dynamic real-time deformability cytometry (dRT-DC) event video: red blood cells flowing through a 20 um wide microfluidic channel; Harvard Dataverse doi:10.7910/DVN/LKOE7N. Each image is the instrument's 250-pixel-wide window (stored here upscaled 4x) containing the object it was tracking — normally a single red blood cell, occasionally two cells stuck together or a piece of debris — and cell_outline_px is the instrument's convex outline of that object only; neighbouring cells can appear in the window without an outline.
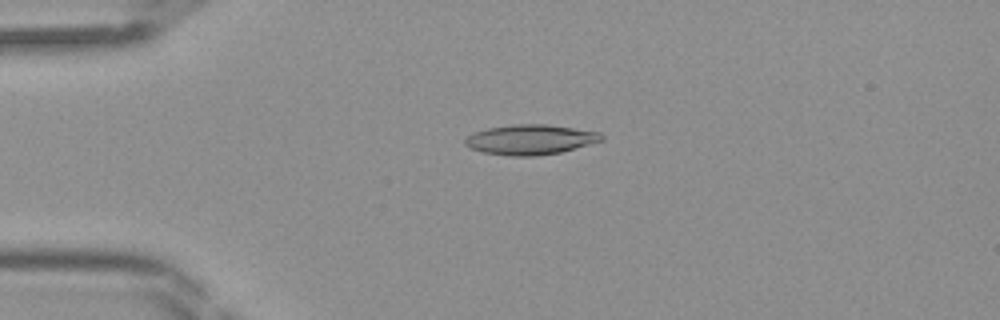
{"species": "Egyptian fruit bat (a non-hibernating species)", "species_latin": "Rousettus aegyptiacus", "temperature_condition": "room temperature", "stored_images_in_passage": 35, "camera_frame_rate_fps": 3000, "um_per_image_px": 0.085, "frame": {"image": 1, "passage_image": 2, "time_ms": 0.333, "image_size_px": [1000, 320], "cell_outline_px": [[604, 140], [560, 152], [536, 156], [508, 156], [484, 152], [472, 148], [464, 144], [464, 140], [472, 132], [488, 128], [512, 124], [548, 124], [600, 132], [604, 136]], "centroid_in_image_um": [45.08, 11.86], "position_along_channel_um": 39.9, "area_um2": 23.87}}
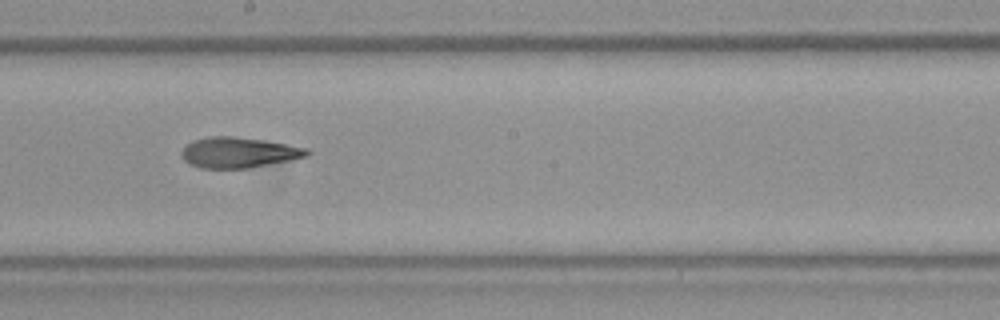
{"frame": {"image": 2, "passage_image": 16, "time_ms": 5.0, "image_size_px": [1000, 320], "cell_outline_px": [[312, 152], [308, 156], [292, 160], [248, 168], [200, 168], [184, 160], [180, 152], [192, 140], [208, 136], [236, 136], [264, 140], [308, 148]], "centroid_in_image_um": [20.32, 12.95], "position_along_channel_um": 227.9, "area_um2": 22.43}}
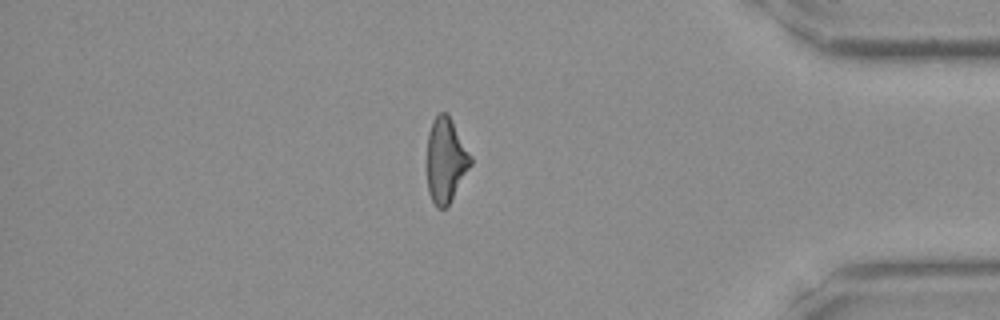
{"frame": {"image": 3, "passage_image": 29, "time_ms": 9.333, "image_size_px": [1000, 320], "cell_outline_px": [[472, 164], [448, 204], [444, 208], [436, 208], [428, 192], [428, 132], [432, 120], [440, 112], [448, 112], [472, 156]], "centroid_in_image_um": [37.9, 13.57], "position_along_channel_um": 397.3, "area_um2": 21.39}}